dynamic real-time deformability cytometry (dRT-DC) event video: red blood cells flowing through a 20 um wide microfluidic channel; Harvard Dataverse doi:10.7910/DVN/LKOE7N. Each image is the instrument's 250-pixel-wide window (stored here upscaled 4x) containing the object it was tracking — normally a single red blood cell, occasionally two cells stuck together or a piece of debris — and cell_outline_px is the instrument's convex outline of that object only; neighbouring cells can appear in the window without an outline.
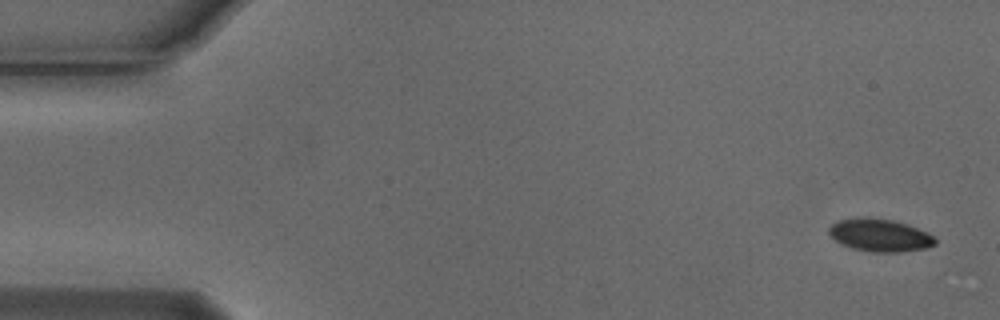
{"species": "Egyptian fruit bat (a non-hibernating species)", "species_latin": "Rousettus aegyptiacus", "temperature_condition": "cold", "stored_images_in_passage": 5, "camera_frame_rate_fps": 3000, "um_per_image_px": 0.085, "animal": {"sex": "male"}, "frame": {"image": 1, "passage_image": 1, "time_ms": 0.0, "image_size_px": [1000, 320], "cell_outline_px": [[936, 244], [924, 248], [900, 252], [868, 252], [852, 248], [840, 244], [828, 232], [828, 228], [832, 224], [840, 220], [892, 220], [908, 224], [928, 232], [936, 240]], "centroid_in_image_um": [74.82, 20.04], "position_along_channel_um": 10.2, "area_um2": 19.54}}